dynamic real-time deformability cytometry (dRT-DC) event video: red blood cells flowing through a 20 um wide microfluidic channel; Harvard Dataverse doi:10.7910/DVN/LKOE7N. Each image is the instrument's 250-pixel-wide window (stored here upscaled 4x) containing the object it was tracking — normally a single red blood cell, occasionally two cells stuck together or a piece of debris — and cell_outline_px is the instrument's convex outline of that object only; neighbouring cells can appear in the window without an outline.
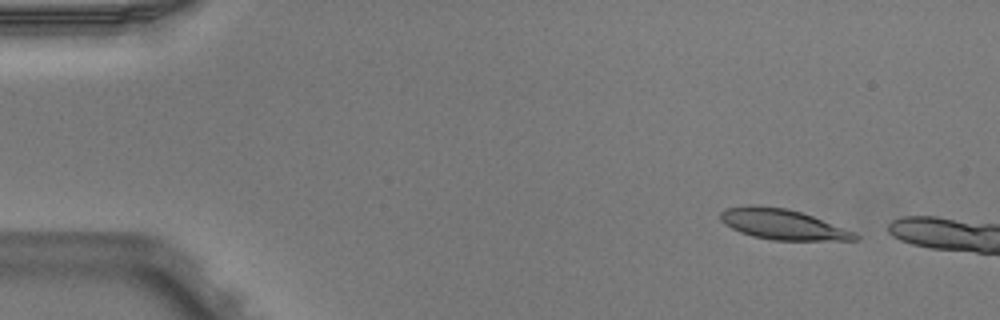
{"species": "Egyptian fruit bat (a non-hibernating species)", "species_latin": "Rousettus aegyptiacus", "temperature_condition": "warm", "stored_images_in_passage": 4, "camera_frame_rate_fps": 3000, "um_per_image_px": 0.085, "animal": {"sex": "male"}, "frame": {"image": 1, "passage_image": 1, "time_ms": 0.0, "image_size_px": [1000, 320], "cell_outline_px": [[860, 236], [856, 240], [772, 240], [752, 236], [740, 232], [724, 224], [720, 220], [720, 212], [724, 208], [748, 204], [760, 204], [788, 208], [812, 216], [856, 232]], "centroid_in_image_um": [66.47, 19.04], "position_along_channel_um": 18.5, "area_um2": 24.1}}